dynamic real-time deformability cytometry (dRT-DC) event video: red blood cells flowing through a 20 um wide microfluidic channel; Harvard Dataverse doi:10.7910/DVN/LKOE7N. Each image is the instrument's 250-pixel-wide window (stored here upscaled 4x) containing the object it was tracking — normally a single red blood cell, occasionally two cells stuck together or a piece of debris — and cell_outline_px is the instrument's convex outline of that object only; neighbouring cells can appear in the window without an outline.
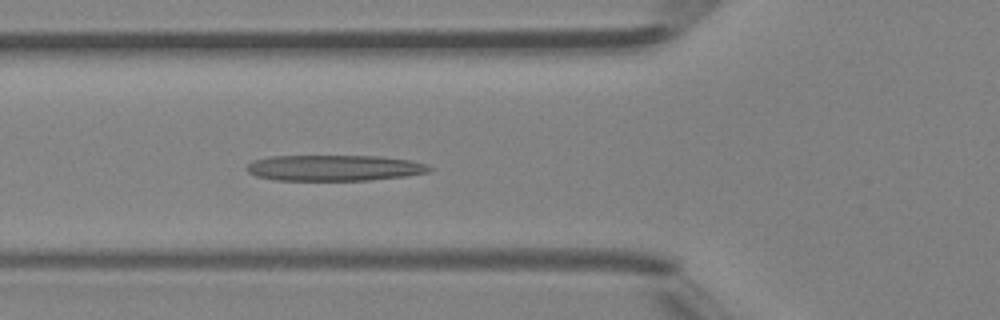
{"species": "Egyptian fruit bat (a non-hibernating species)", "species_latin": "Rousettus aegyptiacus", "temperature_condition": "room temperature", "stored_images_in_passage": 32, "camera_frame_rate_fps": 3000, "um_per_image_px": 0.085, "animal": {"sex": "female"}, "frame": {"image": 1, "passage_image": 5, "time_ms": 1.333, "image_size_px": [1000, 320], "cell_outline_px": [[432, 168], [428, 172], [408, 176], [368, 180], [276, 180], [256, 176], [248, 172], [244, 168], [252, 160], [268, 156], [380, 156], [408, 160], [428, 164]], "centroid_in_image_um": [28.39, 14.27], "position_along_channel_um": 97.4, "area_um2": 27.69}}
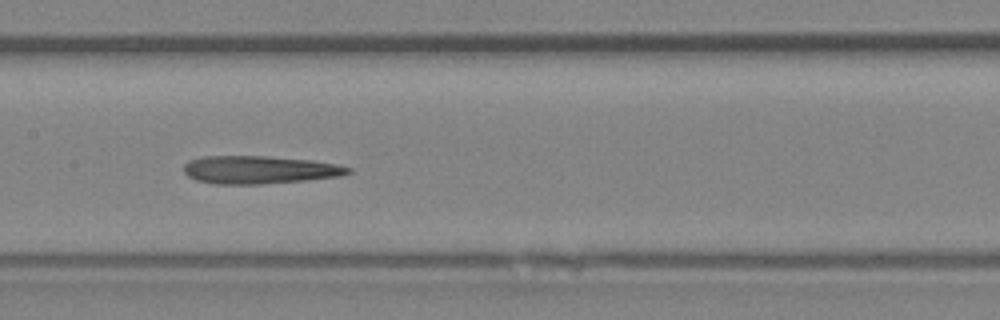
{"frame": {"image": 2, "passage_image": 11, "time_ms": 3.333, "image_size_px": [1000, 320], "cell_outline_px": [[352, 172], [340, 176], [304, 180], [260, 184], [216, 184], [196, 180], [188, 176], [184, 172], [184, 164], [188, 160], [204, 156], [268, 156], [312, 160], [336, 164], [352, 168]], "centroid_in_image_um": [22.03, 14.42], "position_along_channel_um": 185.4, "area_um2": 26.76}}
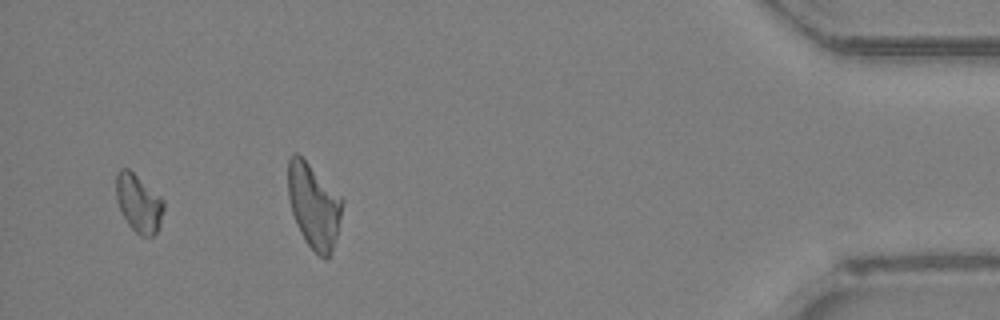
{"frame": {"image": 3, "passage_image": 30, "time_ms": 9.667, "image_size_px": [1000, 320], "cell_outline_px": [[164, 208], [160, 228], [152, 236], [140, 236], [128, 224], [120, 212], [116, 200], [116, 172], [120, 168], [128, 168], [160, 196], [164, 200]], "centroid_in_image_um": [11.78, 17.28], "position_along_channel_um": 423.4, "area_um2": 16.24}, "authors_computed_cell_mechanics": {"area_um2": 26.299, "velocity_mm_per_s": 4.4053, "shape_relaxation_time_tau1_ms": 7.4773, "shape_relaxation_time_tau2_ms": 4.8811, "deformation_change_tau1": 0.2256, "deformation_change_tau2": 0.2015}}